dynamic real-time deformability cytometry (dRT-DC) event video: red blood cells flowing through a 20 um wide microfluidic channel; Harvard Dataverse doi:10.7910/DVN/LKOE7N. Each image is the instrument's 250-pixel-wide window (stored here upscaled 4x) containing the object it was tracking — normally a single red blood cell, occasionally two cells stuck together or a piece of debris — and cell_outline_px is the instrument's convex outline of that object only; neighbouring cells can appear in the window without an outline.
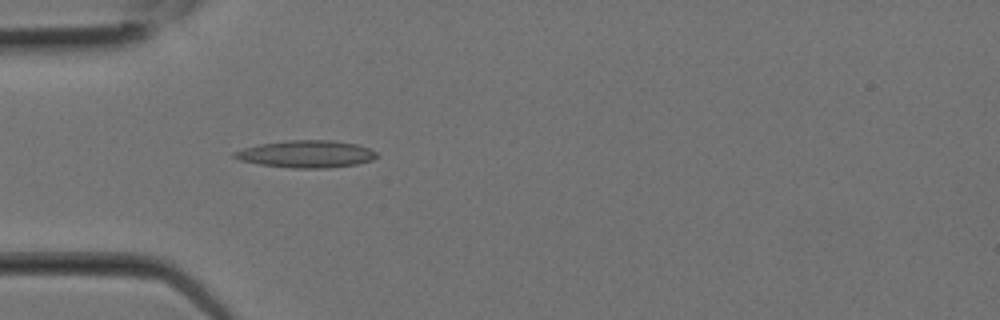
{"species": "Egyptian fruit bat (a non-hibernating species)", "species_latin": "Rousettus aegyptiacus", "temperature_condition": "room temperature", "stored_images_in_passage": 2, "camera_frame_rate_fps": 3000, "um_per_image_px": 0.085, "animal": {"sex": "female"}, "frame": {"image": 1, "passage_image": 2, "time_ms": 0.333, "image_size_px": [1000, 320], "cell_outline_px": [[380, 156], [372, 160], [356, 164], [332, 168], [292, 168], [260, 164], [240, 160], [232, 156], [232, 152], [244, 148], [260, 144], [288, 140], [332, 140], [356, 144], [368, 148], [376, 152]], "centroid_in_image_um": [26.05, 13.09], "position_along_channel_um": 58.9, "area_um2": 22.6}}